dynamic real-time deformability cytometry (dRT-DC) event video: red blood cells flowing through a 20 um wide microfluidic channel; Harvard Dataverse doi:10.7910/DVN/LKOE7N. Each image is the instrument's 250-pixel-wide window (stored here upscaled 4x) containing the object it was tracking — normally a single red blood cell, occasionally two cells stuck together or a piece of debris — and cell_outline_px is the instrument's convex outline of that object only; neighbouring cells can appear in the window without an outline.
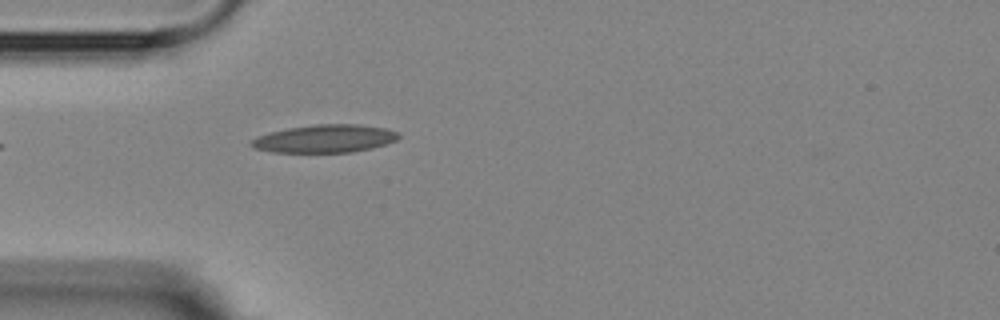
{"species": "Egyptian fruit bat (a non-hibernating species)", "species_latin": "Rousettus aegyptiacus", "temperature_condition": "room temperature", "stored_images_in_passage": 5, "camera_frame_rate_fps": 3000, "um_per_image_px": 0.085, "animal": {"sex": "female"}, "frame": {"image": 1, "passage_image": 5, "time_ms": 4.667, "image_size_px": [1000, 320], "cell_outline_px": [[400, 136], [396, 140], [372, 148], [352, 152], [272, 152], [252, 148], [248, 144], [248, 140], [256, 136], [268, 132], [288, 128], [316, 124], [356, 124], [384, 128], [396, 132]], "centroid_in_image_um": [27.51, 11.79], "position_along_channel_um": 57.5, "area_um2": 24.04}}